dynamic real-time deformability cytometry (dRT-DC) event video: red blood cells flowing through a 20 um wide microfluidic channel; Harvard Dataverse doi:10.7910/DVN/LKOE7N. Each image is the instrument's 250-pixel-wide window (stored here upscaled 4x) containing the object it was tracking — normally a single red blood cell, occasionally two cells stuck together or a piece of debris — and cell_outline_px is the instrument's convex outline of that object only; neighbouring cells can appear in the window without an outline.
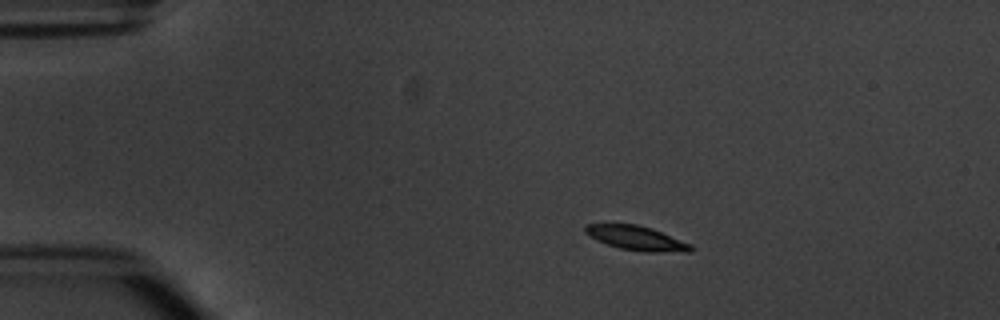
{"species": "common noctule bat (a hibernating species)", "species_latin": "Nyctalus noctula", "temperature_condition": "warm", "stored_images_in_passage": 4, "camera_frame_rate_fps": 3000, "um_per_image_px": 0.085, "animal": {"sex": "male", "body_mass_g": 20.1, "forearm_length_mm": 53.5}, "frame": {"image": 1, "passage_image": 1, "time_ms": 0.0, "image_size_px": [1000, 320], "cell_outline_px": [[692, 252], [644, 252], [620, 248], [596, 240], [588, 236], [584, 232], [584, 224], [636, 224], [652, 228], [692, 244]], "centroid_in_image_um": [54.1, 20.24], "position_along_channel_um": 30.9, "area_um2": 15.09}}
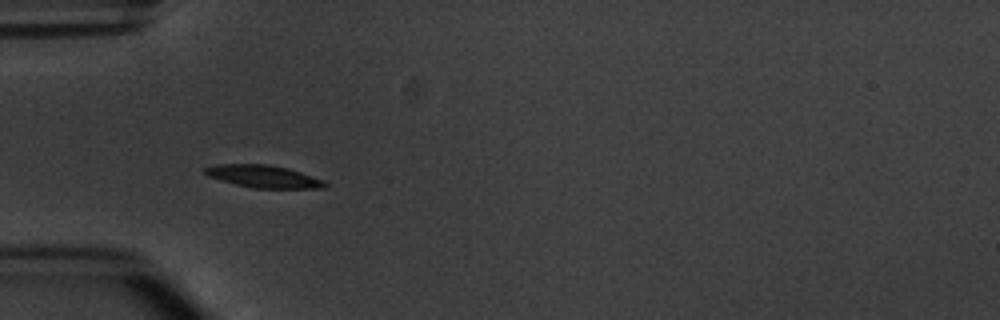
{"frame": {"image": 2, "passage_image": 3, "time_ms": 2.333, "image_size_px": [1000, 320], "cell_outline_px": [[328, 184], [324, 188], [252, 188], [236, 184], [208, 176], [204, 172], [204, 168], [216, 164], [268, 164], [288, 168], [324, 180]], "centroid_in_image_um": [22.41, 14.99], "position_along_channel_um": 62.6, "area_um2": 15.61}}